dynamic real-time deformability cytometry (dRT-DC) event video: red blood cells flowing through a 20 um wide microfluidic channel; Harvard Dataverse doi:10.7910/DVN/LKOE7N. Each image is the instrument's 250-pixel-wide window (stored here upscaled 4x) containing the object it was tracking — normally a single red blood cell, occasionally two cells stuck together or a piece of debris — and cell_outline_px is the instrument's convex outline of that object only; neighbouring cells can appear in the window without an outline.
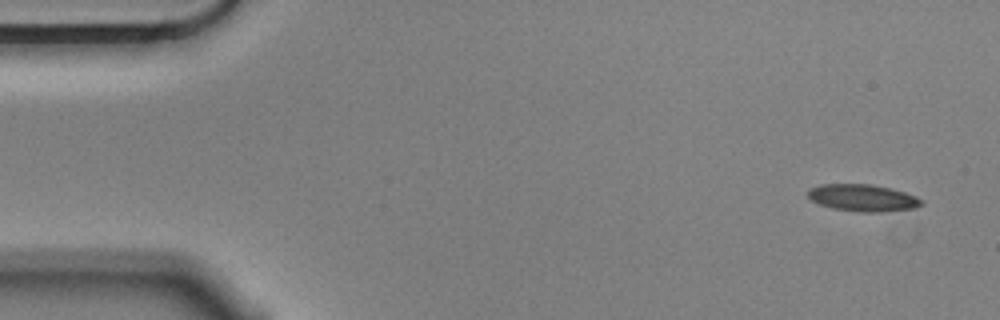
{"species": "Egyptian fruit bat (a non-hibernating species)", "species_latin": "Rousettus aegyptiacus", "temperature_condition": "cold", "stored_images_in_passage": 54, "camera_frame_rate_fps": 3000, "um_per_image_px": 0.085, "animal": {"sex": "male"}, "frame": {"image": 1, "passage_image": 1, "time_ms": 0.0, "image_size_px": [1000, 320], "cell_outline_px": [[924, 204], [916, 208], [880, 212], [860, 212], [832, 208], [820, 204], [812, 200], [808, 196], [808, 188], [820, 184], [868, 184], [888, 188], [904, 192], [916, 196], [924, 200]], "centroid_in_image_um": [73.35, 16.82], "position_along_channel_um": 11.6, "area_um2": 17.86}}
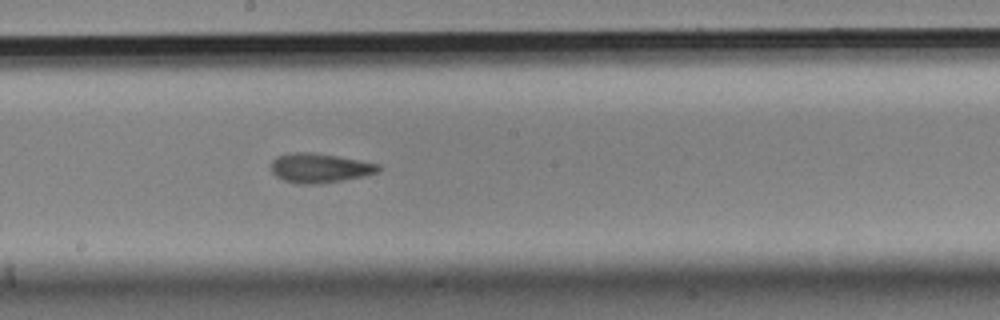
{"frame": {"image": 2, "passage_image": 28, "time_ms": 9.0, "image_size_px": [1000, 320], "cell_outline_px": [[380, 168], [376, 172], [364, 176], [316, 184], [300, 184], [284, 180], [276, 176], [272, 172], [272, 160], [276, 156], [288, 152], [312, 152], [360, 160], [380, 164]], "centroid_in_image_um": [27.14, 14.26], "position_along_channel_um": 221.1, "area_um2": 18.26}}
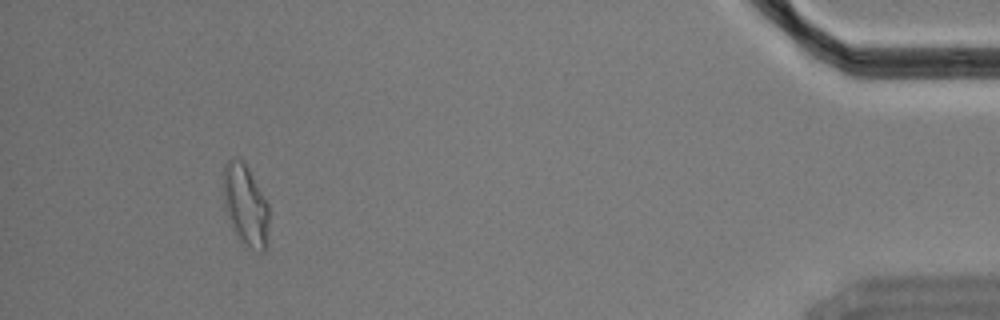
{"frame": {"image": 3, "passage_image": 50, "time_ms": 16.333, "image_size_px": [1000, 320], "cell_outline_px": [[268, 220], [264, 252], [260, 252], [240, 244], [232, 232], [228, 224], [224, 208], [224, 164], [232, 156], [244, 160], [268, 204]], "centroid_in_image_um": [20.82, 17.46], "position_along_channel_um": 414.4, "area_um2": 22.02}, "authors_computed_cell_mechanics": {"area_um2": 18.1203, "velocity_mm_per_s": 3.5541, "shape_relaxation_time_tau1_ms": null, "shape_relaxation_time_tau2_ms": 2.6564, "deformation_change_tau1": null, "deformation_change_tau2": 0.0829}}